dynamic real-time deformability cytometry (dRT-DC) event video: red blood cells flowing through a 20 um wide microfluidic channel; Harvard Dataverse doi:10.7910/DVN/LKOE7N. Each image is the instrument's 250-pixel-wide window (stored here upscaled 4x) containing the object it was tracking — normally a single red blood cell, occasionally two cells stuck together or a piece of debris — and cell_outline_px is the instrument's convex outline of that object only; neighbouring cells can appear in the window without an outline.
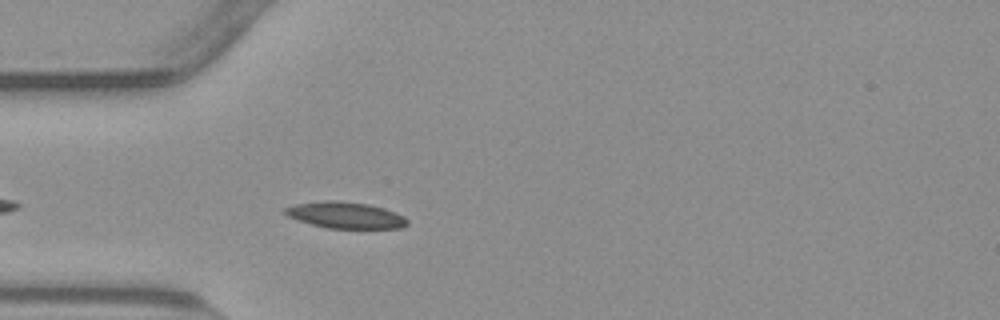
{"species": "common noctule bat (a hibernating species)", "species_latin": "Nyctalus noctula", "temperature_condition": "warm", "stored_images_in_passage": 39, "camera_frame_rate_fps": 3000, "um_per_image_px": 0.085, "animal": {"sex": "male", "body_mass_g": 23.1, "forearm_length_mm": 52.7}, "frame": {"image": 1, "passage_image": 4, "time_ms": 1.0, "image_size_px": [1000, 320], "cell_outline_px": [[408, 224], [400, 228], [328, 228], [312, 224], [288, 216], [284, 212], [284, 208], [296, 204], [324, 200], [336, 200], [368, 204], [384, 208], [396, 212], [404, 216], [408, 220]], "centroid_in_image_um": [29.39, 18.28], "position_along_channel_um": 55.6, "area_um2": 18.67}}
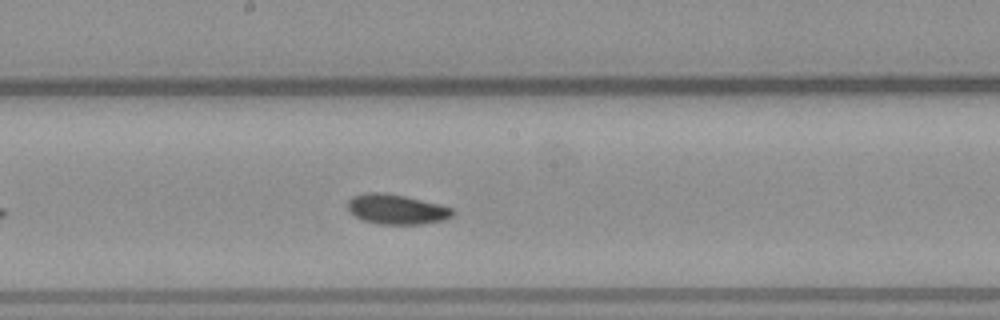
{"frame": {"image": 2, "passage_image": 17, "time_ms": 5.333, "image_size_px": [1000, 320], "cell_outline_px": [[452, 216], [444, 220], [420, 224], [380, 224], [364, 220], [348, 212], [348, 200], [352, 196], [364, 192], [380, 192], [404, 196], [440, 204], [452, 208]], "centroid_in_image_um": [33.67, 17.78], "position_along_channel_um": 214.5, "area_um2": 18.21}}
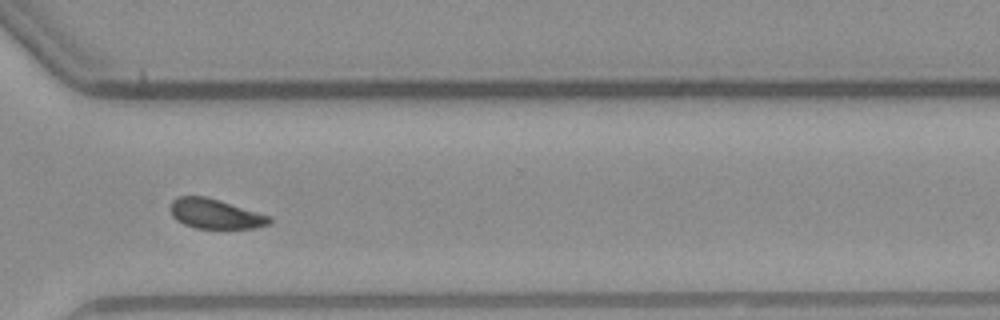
{"frame": {"image": 3, "passage_image": 28, "time_ms": 9.0, "image_size_px": [1000, 320], "cell_outline_px": [[272, 224], [252, 228], [196, 228], [184, 224], [176, 220], [172, 216], [168, 208], [172, 200], [176, 196], [204, 196], [220, 200], [272, 216]], "centroid_in_image_um": [18.29, 18.17], "position_along_channel_um": 352.3, "area_um2": 17.46}, "authors_computed_cell_mechanics": {"area_um2": 17.918, "velocity_mm_per_s": 3.7645, "shape_relaxation_time_tau1_ms": 4.6146, "shape_relaxation_time_tau2_ms": 2.9632, "deformation_change_tau1": 0.1134, "deformation_change_tau2": 0.0833}}